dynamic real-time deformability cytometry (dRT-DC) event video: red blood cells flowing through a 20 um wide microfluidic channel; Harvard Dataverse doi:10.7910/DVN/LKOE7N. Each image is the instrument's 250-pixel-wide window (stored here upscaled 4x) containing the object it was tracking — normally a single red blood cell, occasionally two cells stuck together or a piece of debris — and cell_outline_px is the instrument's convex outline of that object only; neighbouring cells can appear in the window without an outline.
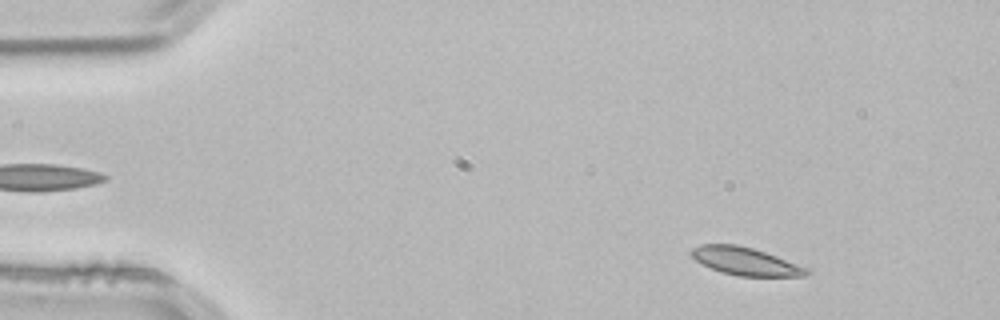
{"species": "common noctule bat (a hibernating species)", "species_latin": "Nyctalus noctula", "temperature_condition": "room temperature", "stored_images_in_passage": 54, "camera_frame_rate_fps": 3000, "um_per_image_px": 0.085, "animal": {"sex": "male", "body_mass_g": 21.5, "forearm_length_mm": 52.0}, "frame": {"image": 1, "passage_image": 7, "time_ms": 2.0, "image_size_px": [1000, 320], "cell_outline_px": [[812, 272], [804, 276], [740, 276], [724, 272], [712, 268], [696, 260], [688, 252], [692, 248], [700, 244], [736, 244], [752, 248], [776, 256], [808, 268]], "centroid_in_image_um": [63.36, 22.2], "position_along_channel_um": 21.6, "area_um2": 18.44}}
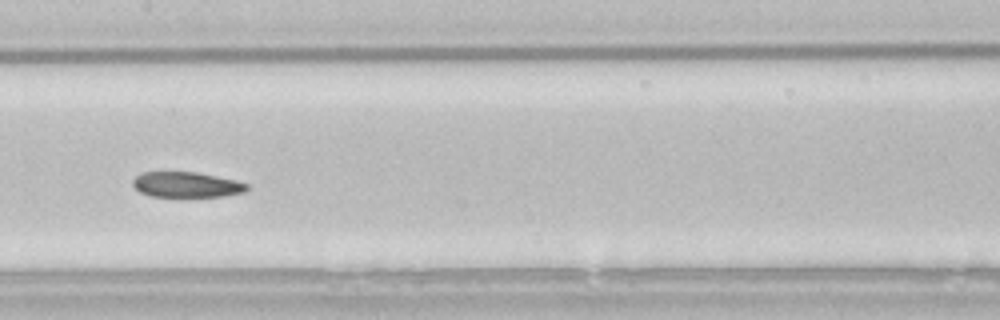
{"frame": {"image": 2, "passage_image": 27, "time_ms": 8.667, "image_size_px": [1000, 320], "cell_outline_px": [[248, 188], [244, 192], [224, 196], [152, 196], [140, 192], [132, 184], [132, 180], [136, 176], [144, 172], [196, 172], [236, 180], [248, 184]], "centroid_in_image_um": [15.86, 15.69], "position_along_channel_um": 191.5, "area_um2": 16.7}}
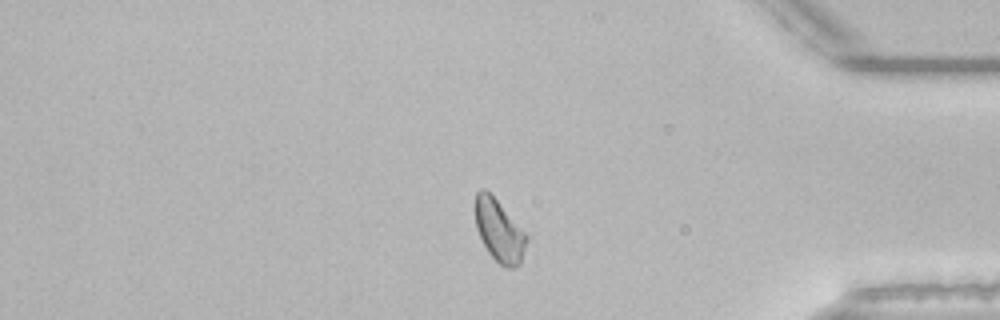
{"frame": {"image": 3, "passage_image": 45, "time_ms": 14.667, "image_size_px": [1000, 320], "cell_outline_px": [[528, 240], [520, 264], [516, 268], [504, 268], [488, 252], [476, 228], [472, 208], [476, 192], [480, 188], [484, 188], [496, 200], [528, 236]], "centroid_in_image_um": [42.39, 19.6], "position_along_channel_um": 392.8, "area_um2": 18.73}}